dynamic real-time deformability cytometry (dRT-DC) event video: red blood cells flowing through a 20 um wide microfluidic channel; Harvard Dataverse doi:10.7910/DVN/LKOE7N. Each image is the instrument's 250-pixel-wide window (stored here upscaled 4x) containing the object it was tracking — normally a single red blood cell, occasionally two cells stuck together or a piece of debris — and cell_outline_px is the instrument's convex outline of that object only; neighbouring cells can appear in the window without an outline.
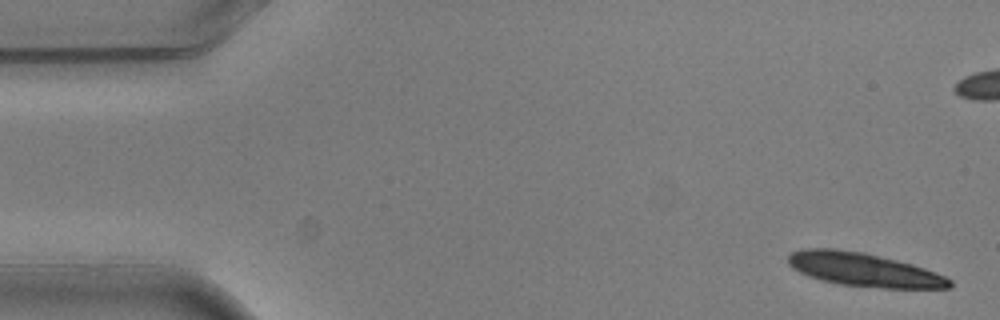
{"species": "common noctule bat (a hibernating species)", "species_latin": "Nyctalus noctula", "temperature_condition": "warm", "stored_images_in_passage": 7, "camera_frame_rate_fps": 3000, "um_per_image_px": 0.085, "animal": {"sex": "male", "body_mass_g": 20.5, "forearm_length_mm": 52.5}, "frame": {"image": 1, "passage_image": 1, "time_ms": 0.0, "image_size_px": [1000, 320], "cell_outline_px": [[952, 288], [884, 288], [840, 284], [820, 280], [808, 276], [792, 268], [788, 264], [788, 256], [792, 252], [804, 248], [836, 248], [864, 252], [912, 264], [936, 272], [952, 280]], "centroid_in_image_um": [73.41, 22.91], "position_along_channel_um": 11.6, "area_um2": 31.62}}
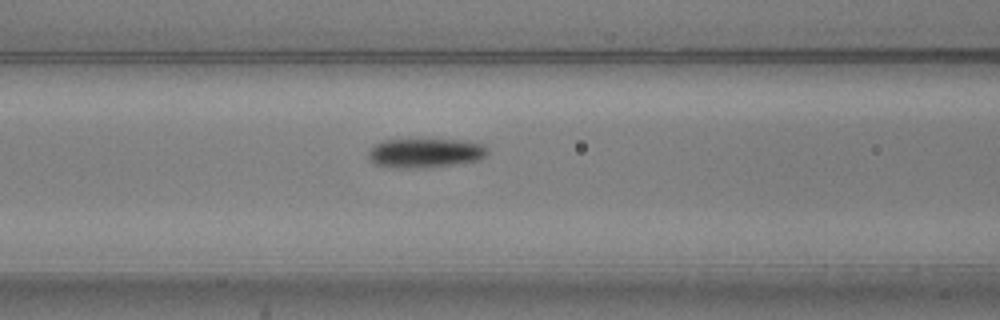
{"frame": {"image": 2, "passage_image": 7, "time_ms": 2.0, "image_size_px": [1000, 320], "cell_outline_px": [[488, 152], [480, 160], [452, 164], [416, 168], [396, 168], [372, 164], [368, 160], [368, 152], [376, 144], [384, 140], [464, 140], [484, 144], [488, 148]], "centroid_in_image_um": [36.13, 13.01], "position_along_channel_um": 130.5, "area_um2": 20.29}}